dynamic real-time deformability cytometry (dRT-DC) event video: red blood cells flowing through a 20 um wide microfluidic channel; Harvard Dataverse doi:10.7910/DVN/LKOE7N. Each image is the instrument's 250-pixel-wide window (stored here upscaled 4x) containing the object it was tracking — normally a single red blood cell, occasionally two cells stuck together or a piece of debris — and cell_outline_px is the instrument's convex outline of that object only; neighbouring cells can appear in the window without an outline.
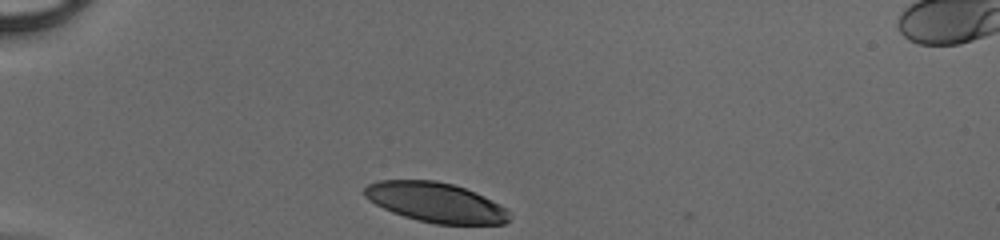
{"species": "human", "species_latin": "Homo sapiens", "temperature_condition": "cold", "stored_images_in_passage": 28, "camera_frame_rate_fps": 3000, "um_per_image_px": 0.085, "donor": {"sex": "male"}, "frame": {"image": 1, "passage_image": 1, "time_ms": 0.0, "image_size_px": [1000, 240], "cell_outline_px": [[508, 220], [504, 224], [436, 224], [416, 220], [392, 212], [368, 200], [364, 196], [364, 188], [368, 184], [376, 180], [436, 180], [452, 184], [464, 188], [500, 204], [508, 212]], "centroid_in_image_um": [36.98, 17.2], "position_along_channel_um": 48.0, "area_um2": 33.35}}
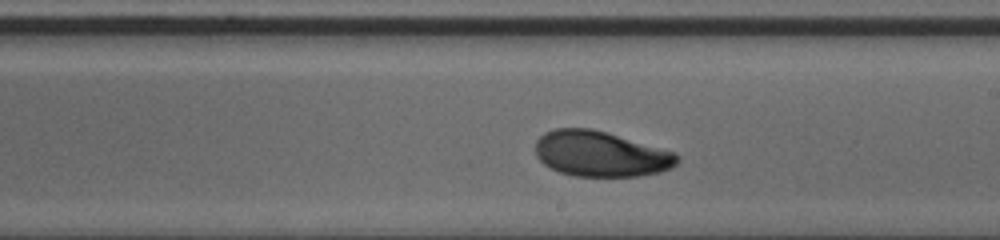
{"frame": {"image": 2, "passage_image": 17, "time_ms": 5.333, "image_size_px": [1000, 240], "cell_outline_px": [[680, 160], [672, 168], [660, 172], [640, 176], [576, 176], [560, 172], [544, 164], [536, 156], [536, 140], [544, 132], [556, 128], [592, 128], [676, 152], [680, 156]], "centroid_in_image_um": [51.08, 13.08], "position_along_channel_um": 237.9, "area_um2": 37.69}}
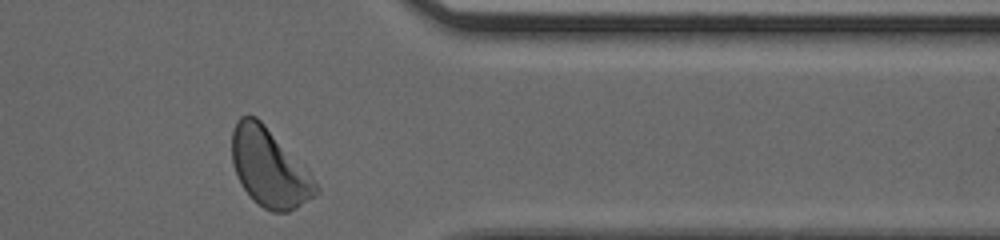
{"frame": {"image": 3, "passage_image": 28, "time_ms": 9.0, "image_size_px": [1000, 240], "cell_outline_px": [[320, 192], [316, 196], [296, 208], [288, 212], [272, 212], [264, 208], [252, 200], [236, 176], [232, 164], [232, 128], [236, 120], [240, 116], [256, 116], [308, 168], [320, 188]], "centroid_in_image_um": [22.91, 14.27], "position_along_channel_um": 388.5, "area_um2": 38.73}}